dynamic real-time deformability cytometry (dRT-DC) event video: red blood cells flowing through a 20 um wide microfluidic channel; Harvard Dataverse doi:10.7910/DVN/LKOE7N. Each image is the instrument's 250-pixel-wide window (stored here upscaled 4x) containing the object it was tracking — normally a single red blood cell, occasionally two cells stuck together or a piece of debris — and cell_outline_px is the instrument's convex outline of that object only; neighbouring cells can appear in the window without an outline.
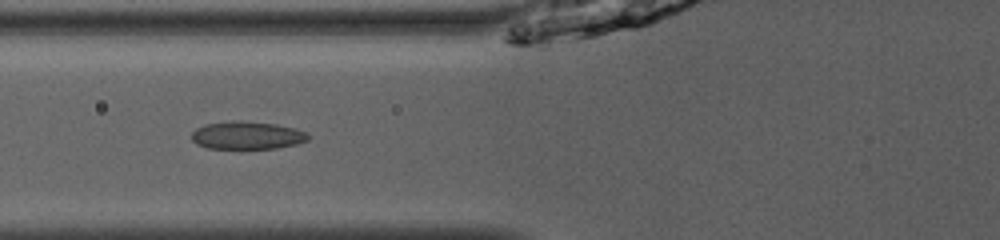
{"species": "common noctule bat (a hibernating species)", "species_latin": "Nyctalus noctula", "temperature_condition": "room temperature", "stored_images_in_passage": 37, "camera_frame_rate_fps": 3000, "um_per_image_px": 0.085, "animal": {"sex": "male", "body_mass_g": 13.0, "forearm_length_mm": 53.1}, "frame": {"image": 1, "passage_image": 8, "time_ms": 2.333, "image_size_px": [1000, 240], "cell_outline_px": [[308, 140], [296, 144], [276, 148], [208, 148], [196, 144], [192, 140], [192, 132], [196, 128], [204, 124], [276, 124], [296, 128], [308, 132]], "centroid_in_image_um": [21.04, 11.56], "position_along_channel_um": 104.8, "area_um2": 17.86}}
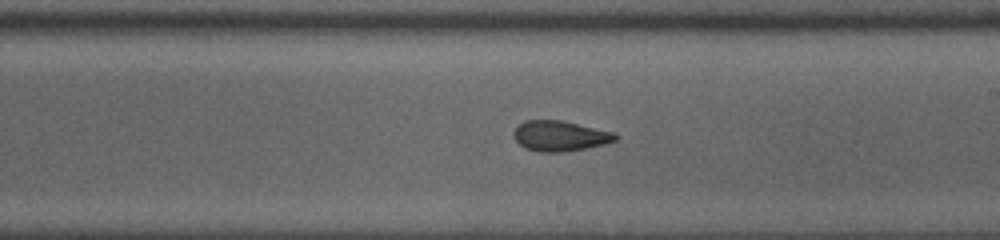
{"frame": {"image": 2, "passage_image": 18, "time_ms": 5.667, "image_size_px": [1000, 240], "cell_outline_px": [[620, 136], [616, 140], [604, 144], [564, 152], [540, 152], [524, 148], [516, 140], [516, 128], [524, 120], [560, 120], [612, 132]], "centroid_in_image_um": [47.61, 11.56], "position_along_channel_um": 241.4, "area_um2": 17.63}}
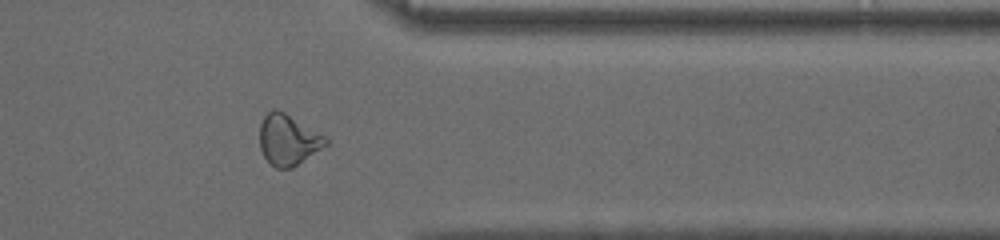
{"frame": {"image": 3, "passage_image": 29, "time_ms": 9.333, "image_size_px": [1000, 240], "cell_outline_px": [[328, 144], [292, 168], [276, 168], [264, 156], [260, 148], [260, 124], [264, 116], [272, 108], [276, 108], [284, 112], [324, 136], [328, 140]], "centroid_in_image_um": [24.47, 11.88], "position_along_channel_um": 386.9, "area_um2": 19.19}, "authors_computed_cell_mechanics": {"area_um2": 18.496, "velocity_mm_per_s": 4.0789, "shape_relaxation_time_tau1_ms": 5.2254, "shape_relaxation_time_tau2_ms": 1.5204, "deformation_change_tau1": 0.1705, "deformation_change_tau2": 0.0691}}